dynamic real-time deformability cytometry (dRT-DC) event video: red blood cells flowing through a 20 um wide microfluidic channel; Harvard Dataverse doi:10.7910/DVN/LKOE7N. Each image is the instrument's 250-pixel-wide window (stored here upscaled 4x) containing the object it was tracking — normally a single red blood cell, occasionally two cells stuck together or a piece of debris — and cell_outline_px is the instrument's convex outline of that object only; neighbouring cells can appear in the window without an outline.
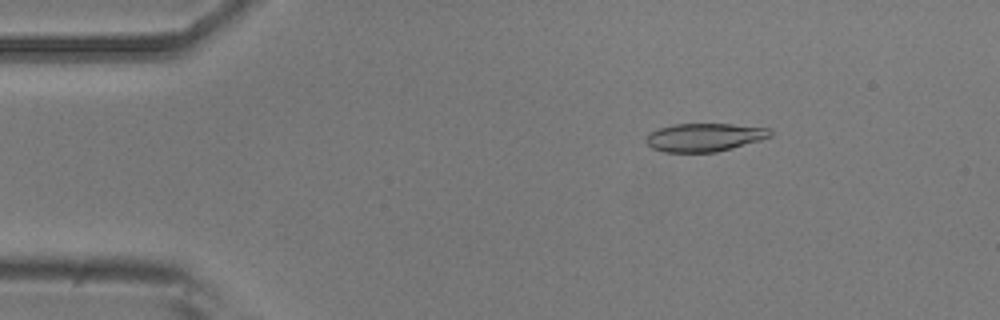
{"species": "common noctule bat (a hibernating species)", "species_latin": "Nyctalus noctula", "temperature_condition": "room temperature", "stored_images_in_passage": 51, "camera_frame_rate_fps": 3000, "um_per_image_px": 0.085, "animal": {"sex": "male", "body_mass_g": 20.5, "forearm_length_mm": 52.5}, "frame": {"image": 1, "passage_image": 8, "time_ms": 2.333, "image_size_px": [1000, 320], "cell_outline_px": [[772, 136], [760, 140], [732, 148], [716, 152], [664, 152], [652, 148], [644, 140], [652, 132], [660, 128], [676, 124], [732, 124], [768, 128], [772, 132]], "centroid_in_image_um": [59.89, 11.67], "position_along_channel_um": 25.1, "area_um2": 20.23}}
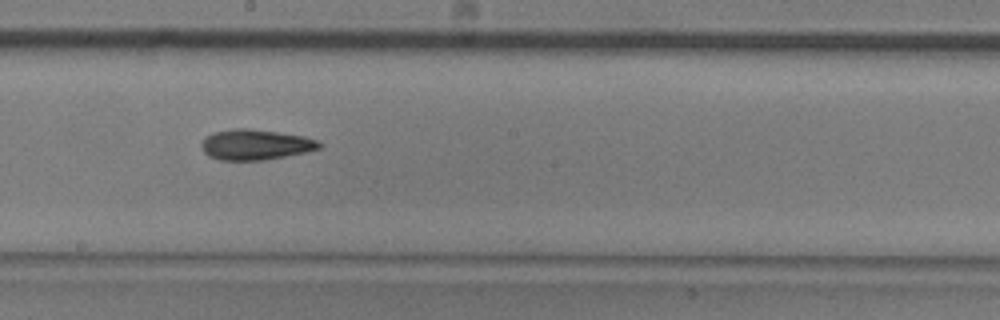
{"frame": {"image": 2, "passage_image": 28, "time_ms": 9.0, "image_size_px": [1000, 320], "cell_outline_px": [[324, 144], [320, 148], [304, 152], [264, 160], [220, 160], [208, 156], [204, 152], [200, 144], [212, 132], [232, 128], [248, 128], [304, 136], [316, 140]], "centroid_in_image_um": [21.69, 12.29], "position_along_channel_um": 226.5, "area_um2": 20.81}}
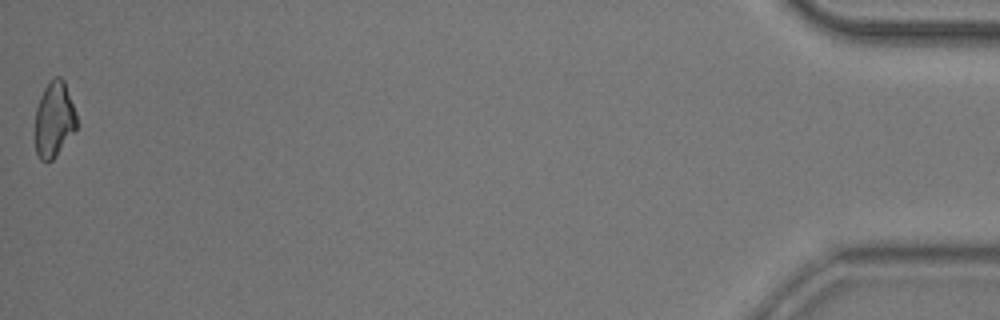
{"frame": {"image": 3, "passage_image": 51, "time_ms": 16.667, "image_size_px": [1000, 320], "cell_outline_px": [[76, 128], [56, 156], [52, 160], [40, 160], [36, 152], [36, 108], [40, 96], [44, 88], [56, 76], [60, 76], [64, 80], [76, 112]], "centroid_in_image_um": [4.6, 10.14], "position_along_channel_um": 430.6, "area_um2": 17.98}, "authors_computed_cell_mechanics": {"area_um2": 20.1722, "velocity_mm_per_s": 3.9529, "shape_relaxation_time_tau1_ms": 5.7192, "shape_relaxation_time_tau2_ms": 5.3118, "deformation_change_tau1": 0.1607, "deformation_change_tau2": 0.1351}}